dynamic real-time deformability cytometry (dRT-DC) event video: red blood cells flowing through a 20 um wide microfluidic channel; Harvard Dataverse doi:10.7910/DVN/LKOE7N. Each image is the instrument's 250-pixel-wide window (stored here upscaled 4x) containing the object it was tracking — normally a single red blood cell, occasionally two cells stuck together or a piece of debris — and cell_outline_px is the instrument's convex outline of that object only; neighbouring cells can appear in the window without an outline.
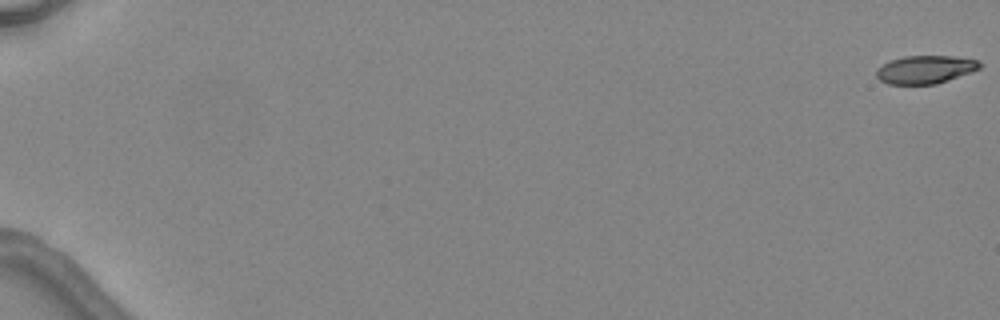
{"species": "common noctule bat (a hibernating species)", "species_latin": "Nyctalus noctula", "temperature_condition": "warm", "stored_images_in_passage": 5, "camera_frame_rate_fps": 3000, "um_per_image_px": 0.085, "animal": {"sex": "female", "body_mass_g": 24.6, "forearm_length_mm": 56.2}, "frame": {"image": 1, "passage_image": 1, "time_ms": 0.0, "image_size_px": [1000, 320], "cell_outline_px": [[984, 64], [980, 68], [972, 72], [936, 84], [888, 84], [880, 80], [876, 76], [876, 68], [888, 60], [904, 56], [952, 56], [976, 60]], "centroid_in_image_um": [78.63, 5.9], "position_along_channel_um": 6.4, "area_um2": 17.05}}
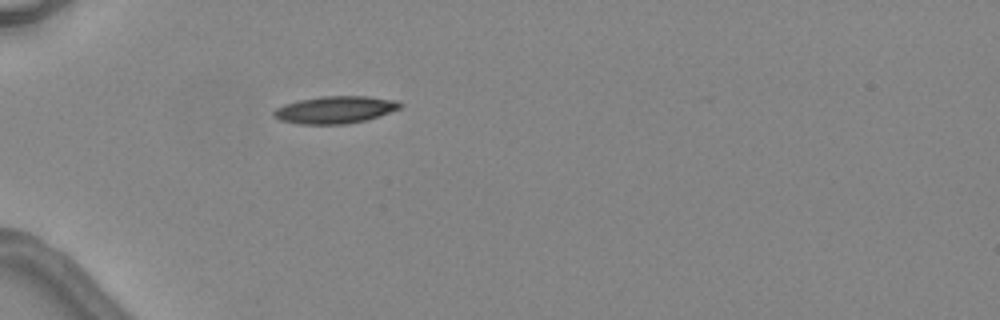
{"frame": {"image": 2, "passage_image": 5, "time_ms": 5.667, "image_size_px": [1000, 320], "cell_outline_px": [[404, 104], [400, 108], [380, 116], [368, 120], [344, 124], [300, 124], [280, 120], [272, 116], [272, 112], [276, 108], [284, 104], [300, 100], [324, 96], [368, 96], [396, 100]], "centroid_in_image_um": [28.5, 9.33], "position_along_channel_um": 56.5, "area_um2": 20.17}}